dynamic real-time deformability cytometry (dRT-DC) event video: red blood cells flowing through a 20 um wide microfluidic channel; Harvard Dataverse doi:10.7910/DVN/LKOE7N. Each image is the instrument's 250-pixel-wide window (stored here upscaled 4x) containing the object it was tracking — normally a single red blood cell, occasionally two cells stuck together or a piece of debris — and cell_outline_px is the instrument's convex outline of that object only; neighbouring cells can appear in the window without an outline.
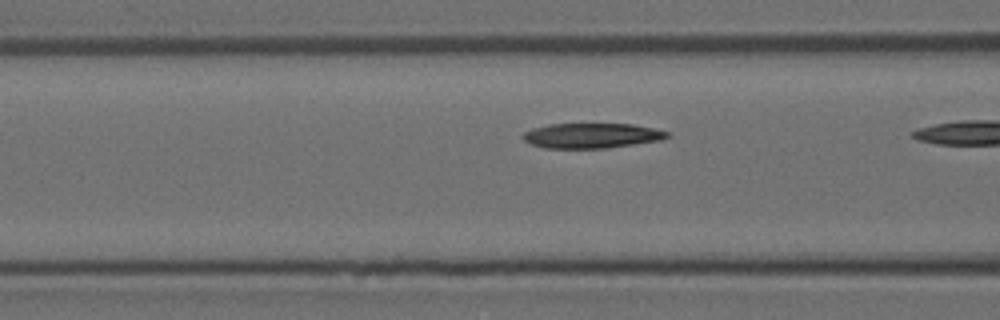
{"species": "Egyptian fruit bat (a non-hibernating species)", "species_latin": "Rousettus aegyptiacus", "temperature_condition": "room temperature", "stored_images_in_passage": 7, "camera_frame_rate_fps": 3000, "um_per_image_px": 0.085, "animal": {"sex": "female"}, "frame": {"image": 1, "passage_image": 5, "time_ms": 1.333, "image_size_px": [1000, 320], "cell_outline_px": [[672, 136], [660, 140], [604, 148], [544, 148], [532, 144], [524, 140], [520, 136], [524, 132], [532, 128], [548, 124], [632, 124], [652, 128], [668, 132]], "centroid_in_image_um": [50.25, 11.52], "position_along_channel_um": 116.3, "area_um2": 20.92}}